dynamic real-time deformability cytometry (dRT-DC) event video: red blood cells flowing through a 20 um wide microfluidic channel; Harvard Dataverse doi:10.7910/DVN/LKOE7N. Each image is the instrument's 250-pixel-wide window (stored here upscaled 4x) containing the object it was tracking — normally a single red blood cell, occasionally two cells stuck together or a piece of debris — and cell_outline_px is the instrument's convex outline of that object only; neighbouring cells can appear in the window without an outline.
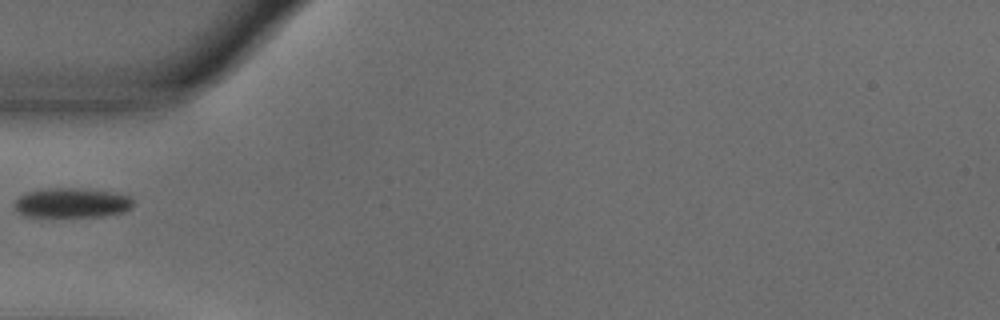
{"species": "common noctule bat (a hibernating species)", "species_latin": "Nyctalus noctula", "temperature_condition": "warm", "stored_images_in_passage": 38, "camera_frame_rate_fps": 3000, "um_per_image_px": 0.085, "animal": {"sex": "male", "body_mass_g": 18.8}, "frame": {"image": 1, "passage_image": 1, "time_ms": 0.0, "image_size_px": [1000, 320], "cell_outline_px": [[132, 208], [124, 212], [100, 216], [24, 216], [16, 212], [12, 208], [12, 204], [20, 196], [28, 192], [44, 188], [80, 188], [112, 192], [128, 196], [132, 200]], "centroid_in_image_um": [6.05, 17.24], "position_along_channel_um": 79.0, "area_um2": 20.58}}
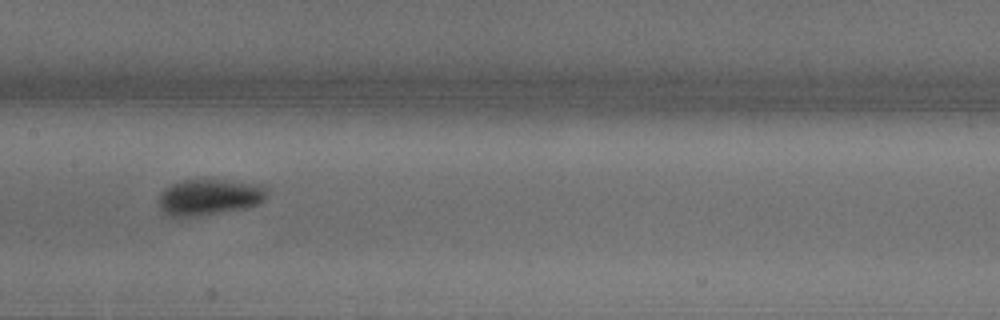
{"frame": {"image": 2, "passage_image": 10, "time_ms": 3.0, "image_size_px": [1000, 320], "cell_outline_px": [[268, 188], [264, 200], [256, 204], [244, 208], [196, 216], [168, 216], [160, 208], [160, 192], [164, 188], [172, 184], [184, 180], [224, 180], [264, 184]], "centroid_in_image_um": [17.81, 16.74], "position_along_channel_um": 189.6, "area_um2": 22.6}}
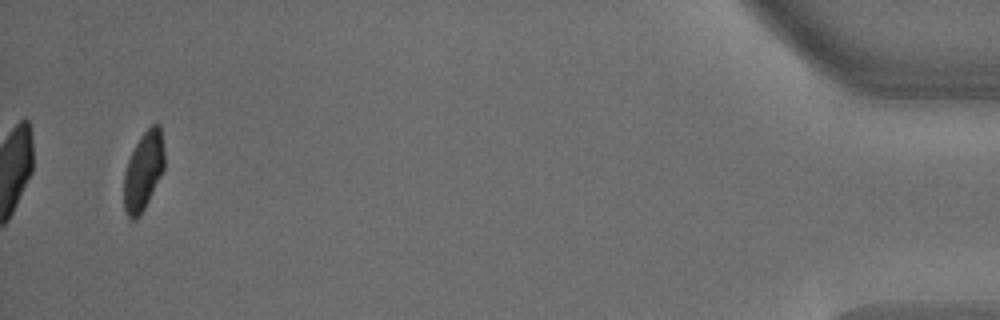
{"frame": {"image": 3, "passage_image": 36, "time_ms": 11.667, "image_size_px": [1000, 320], "cell_outline_px": [[164, 168], [144, 208], [136, 220], [132, 220], [128, 216], [124, 208], [124, 176], [128, 160], [140, 136], [152, 124], [160, 124], [164, 148]], "centroid_in_image_um": [12.19, 14.51], "position_along_channel_um": 423.0, "area_um2": 18.26}}